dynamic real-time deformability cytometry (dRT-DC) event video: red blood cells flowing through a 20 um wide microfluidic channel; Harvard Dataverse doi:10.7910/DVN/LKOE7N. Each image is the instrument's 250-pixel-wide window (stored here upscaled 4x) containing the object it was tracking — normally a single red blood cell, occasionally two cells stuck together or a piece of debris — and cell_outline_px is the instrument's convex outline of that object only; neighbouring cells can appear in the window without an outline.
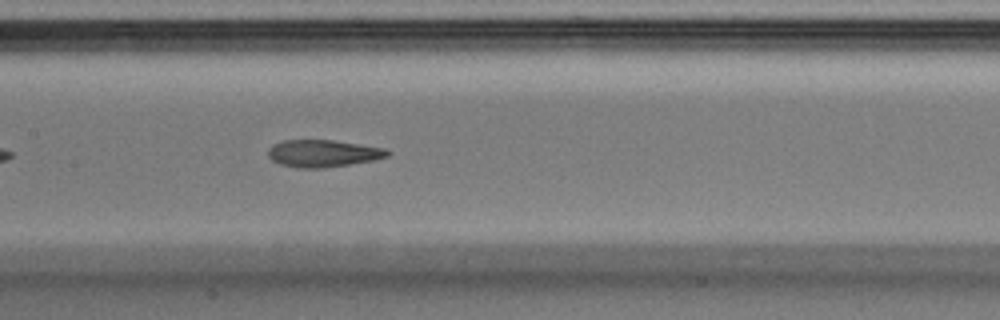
{"species": "Egyptian fruit bat (a non-hibernating species)", "species_latin": "Rousettus aegyptiacus", "temperature_condition": "warm", "stored_images_in_passage": 29, "camera_frame_rate_fps": 3000, "um_per_image_px": 0.085, "animal": {"sex": "male"}, "frame": {"image": 1, "passage_image": 9, "time_ms": 2.667, "image_size_px": [1000, 320], "cell_outline_px": [[392, 152], [388, 156], [372, 160], [324, 168], [296, 168], [280, 164], [272, 160], [268, 156], [268, 148], [272, 144], [284, 140], [332, 140], [384, 148]], "centroid_in_image_um": [27.41, 13.04], "position_along_channel_um": 180.0, "area_um2": 18.84}}